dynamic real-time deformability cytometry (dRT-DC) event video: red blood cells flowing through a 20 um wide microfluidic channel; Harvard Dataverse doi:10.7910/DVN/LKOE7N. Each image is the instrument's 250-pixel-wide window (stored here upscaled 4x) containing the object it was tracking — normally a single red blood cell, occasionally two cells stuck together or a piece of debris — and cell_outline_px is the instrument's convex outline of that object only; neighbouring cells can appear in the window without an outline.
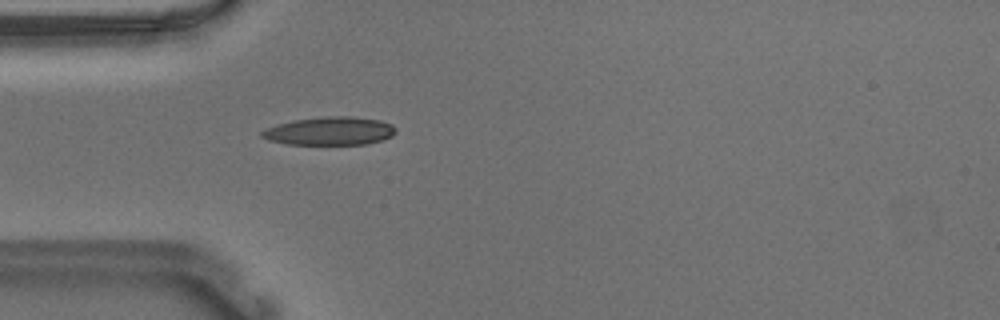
{"species": "Egyptian fruit bat (a non-hibernating species)", "species_latin": "Rousettus aegyptiacus", "temperature_condition": "warm", "stored_images_in_passage": 41, "camera_frame_rate_fps": 3000, "um_per_image_px": 0.085, "animal": {"sex": "male"}, "frame": {"image": 1, "passage_image": 2, "time_ms": 0.333, "image_size_px": [1000, 320], "cell_outline_px": [[396, 132], [392, 136], [368, 144], [288, 144], [268, 140], [260, 136], [260, 132], [268, 128], [280, 124], [296, 120], [328, 116], [352, 116], [380, 120], [392, 124], [396, 128]], "centroid_in_image_um": [28.08, 11.14], "position_along_channel_um": 56.9, "area_um2": 21.85}}
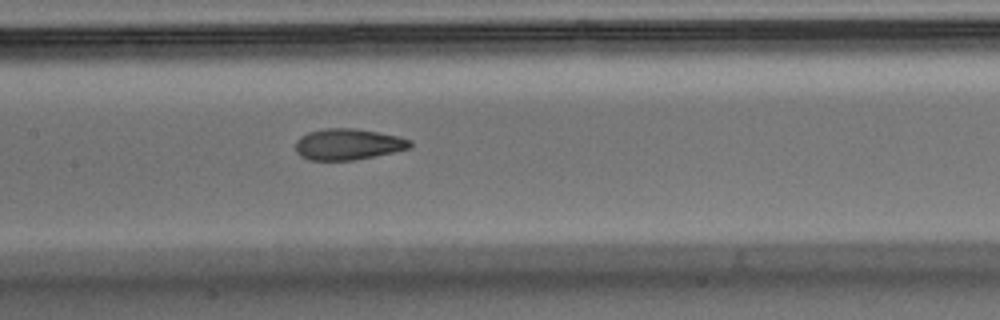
{"frame": {"image": 2, "passage_image": 12, "time_ms": 3.667, "image_size_px": [1000, 320], "cell_outline_px": [[412, 148], [356, 160], [308, 160], [300, 156], [296, 152], [296, 140], [300, 136], [308, 132], [324, 128], [356, 128], [396, 136], [412, 140]], "centroid_in_image_um": [29.57, 12.26], "position_along_channel_um": 177.8, "area_um2": 20.92}}
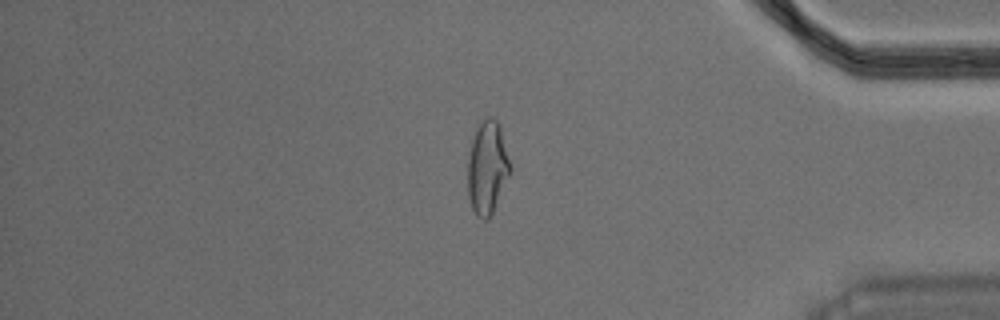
{"frame": {"image": 3, "passage_image": 32, "time_ms": 10.333, "image_size_px": [1000, 320], "cell_outline_px": [[512, 168], [492, 212], [488, 220], [484, 220], [476, 216], [472, 208], [468, 196], [468, 156], [472, 140], [480, 120], [488, 116], [492, 116], [500, 124]], "centroid_in_image_um": [41.42, 14.21], "position_along_channel_um": 393.8, "area_um2": 23.06}, "authors_computed_cell_mechanics": {"area_um2": 21.675, "velocity_mm_per_s": 3.6839, "shape_relaxation_time_tau1_ms": 10.4493, "shape_relaxation_time_tau2_ms": 1.3465, "deformation_change_tau1": 0.299, "deformation_change_tau2": 0.0787}}